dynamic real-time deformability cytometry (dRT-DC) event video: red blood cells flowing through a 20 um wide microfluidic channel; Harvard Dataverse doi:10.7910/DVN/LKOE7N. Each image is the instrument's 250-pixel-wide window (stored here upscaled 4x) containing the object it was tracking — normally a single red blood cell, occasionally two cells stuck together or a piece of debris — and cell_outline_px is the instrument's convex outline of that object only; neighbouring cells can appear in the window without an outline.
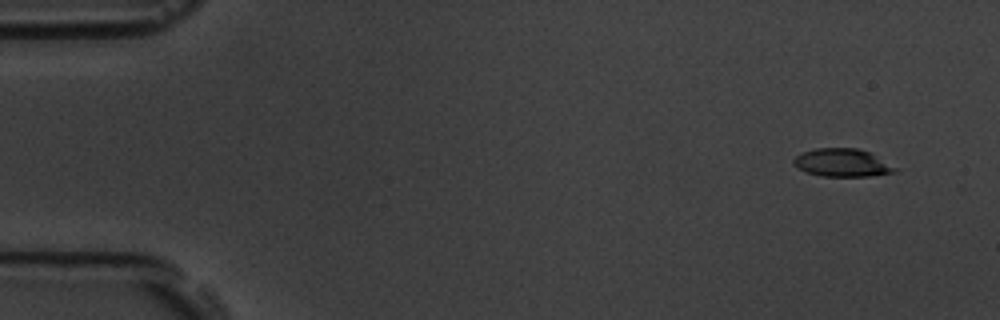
{"species": "common noctule bat (a hibernating species)", "species_latin": "Nyctalus noctula", "temperature_condition": "room temperature", "stored_images_in_passage": 12, "camera_frame_rate_fps": 3000, "um_per_image_px": 0.085, "animal": {"sex": "male", "body_mass_g": 19.5, "forearm_length_mm": 54.6}, "frame": {"image": 1, "passage_image": 2, "time_ms": 1.0, "image_size_px": [1000, 320], "cell_outline_px": [[900, 168], [896, 172], [868, 176], [820, 176], [804, 172], [792, 164], [792, 160], [796, 156], [804, 152], [816, 148], [856, 148], [872, 152]], "centroid_in_image_um": [71.63, 13.83], "position_along_channel_um": 13.4, "area_um2": 16.88}}
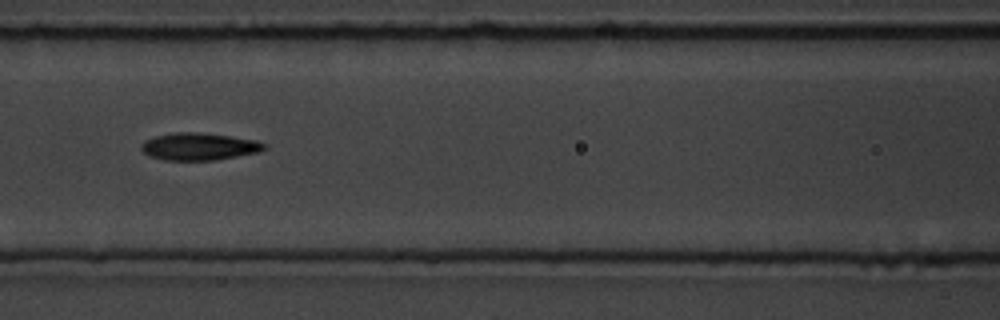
{"frame": {"image": 2, "passage_image": 8, "time_ms": 8.0, "image_size_px": [1000, 320], "cell_outline_px": [[268, 148], [256, 152], [216, 160], [164, 160], [148, 156], [140, 148], [140, 144], [144, 140], [156, 136], [176, 132], [200, 132], [232, 136], [256, 140], [268, 144]], "centroid_in_image_um": [16.91, 12.45], "position_along_channel_um": 149.7, "area_um2": 19.71}}
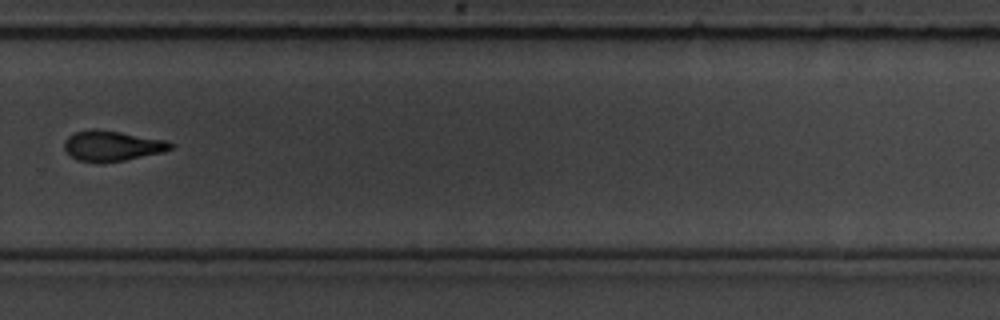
{"frame": {"image": 3, "passage_image": 12, "time_ms": 12.667, "image_size_px": [1000, 320], "cell_outline_px": [[176, 144], [172, 148], [164, 152], [124, 160], [100, 164], [76, 160], [64, 148], [64, 140], [68, 136], [76, 132], [120, 132], [164, 140]], "centroid_in_image_um": [9.56, 12.46], "position_along_channel_um": 320.2, "area_um2": 18.26}}